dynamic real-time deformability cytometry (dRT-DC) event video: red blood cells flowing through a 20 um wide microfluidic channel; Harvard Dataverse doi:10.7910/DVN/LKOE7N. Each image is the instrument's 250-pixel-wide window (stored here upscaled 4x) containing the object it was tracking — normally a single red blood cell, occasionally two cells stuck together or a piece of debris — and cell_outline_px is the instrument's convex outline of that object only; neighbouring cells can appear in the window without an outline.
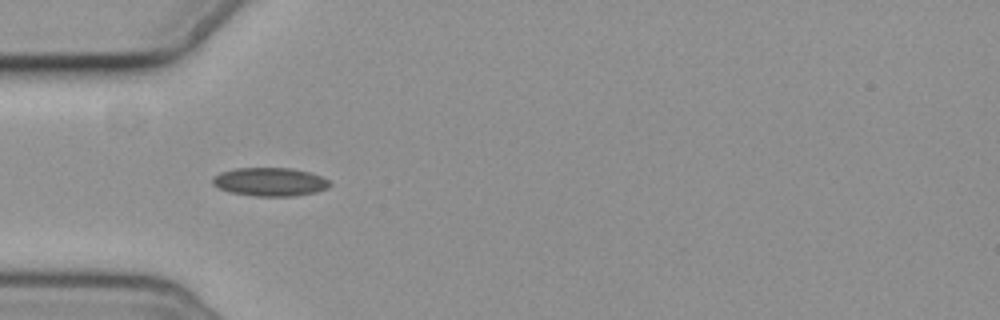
{"species": "common noctule bat (a hibernating species)", "species_latin": "Nyctalus noctula", "temperature_condition": "cold", "stored_images_in_passage": 5, "camera_frame_rate_fps": 3000, "um_per_image_px": 0.085, "animal": {"sex": "female", "body_mass_g": 19.3, "forearm_length_mm": 54.1}, "frame": {"image": 1, "passage_image": 4, "time_ms": 3.667, "image_size_px": [1000, 320], "cell_outline_px": [[332, 184], [328, 188], [316, 192], [292, 196], [256, 196], [232, 192], [220, 188], [212, 184], [212, 176], [220, 172], [236, 168], [292, 168], [312, 172], [328, 180]], "centroid_in_image_um": [22.96, 15.44], "position_along_channel_um": 62.0, "area_um2": 19.48}}
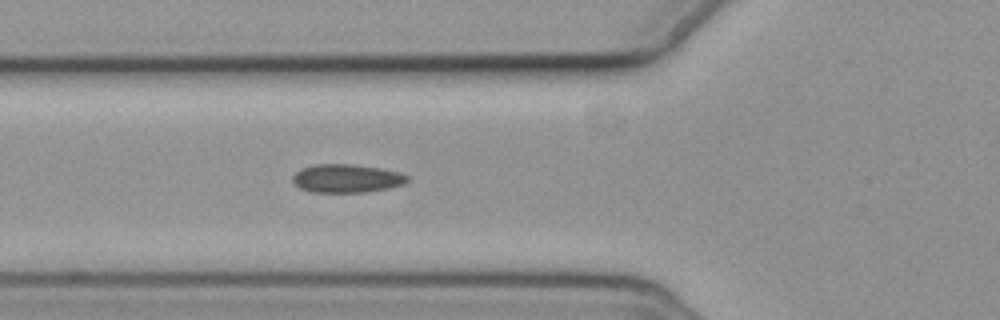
{"frame": {"image": 2, "passage_image": 5, "time_ms": 4.667, "image_size_px": [1000, 320], "cell_outline_px": [[408, 180], [404, 184], [388, 188], [364, 192], [312, 192], [300, 188], [292, 180], [292, 176], [300, 168], [316, 164], [352, 164], [380, 168], [400, 172], [408, 176]], "centroid_in_image_um": [29.46, 15.16], "position_along_channel_um": 96.3, "area_um2": 18.96}}